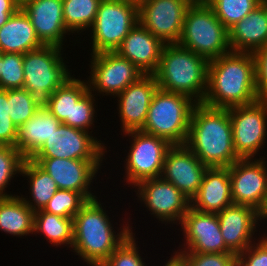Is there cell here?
<instances>
[{
	"mask_svg": "<svg viewBox=\"0 0 267 266\" xmlns=\"http://www.w3.org/2000/svg\"><path fill=\"white\" fill-rule=\"evenodd\" d=\"M258 99L253 53L231 51L209 61L204 105L229 109Z\"/></svg>",
	"mask_w": 267,
	"mask_h": 266,
	"instance_id": "cell-1",
	"label": "cell"
},
{
	"mask_svg": "<svg viewBox=\"0 0 267 266\" xmlns=\"http://www.w3.org/2000/svg\"><path fill=\"white\" fill-rule=\"evenodd\" d=\"M185 145L207 167L228 168L241 159L234 149L229 109L197 103Z\"/></svg>",
	"mask_w": 267,
	"mask_h": 266,
	"instance_id": "cell-2",
	"label": "cell"
},
{
	"mask_svg": "<svg viewBox=\"0 0 267 266\" xmlns=\"http://www.w3.org/2000/svg\"><path fill=\"white\" fill-rule=\"evenodd\" d=\"M98 200H89L73 218L72 249L89 266H101L132 233L125 224L116 235Z\"/></svg>",
	"mask_w": 267,
	"mask_h": 266,
	"instance_id": "cell-3",
	"label": "cell"
},
{
	"mask_svg": "<svg viewBox=\"0 0 267 266\" xmlns=\"http://www.w3.org/2000/svg\"><path fill=\"white\" fill-rule=\"evenodd\" d=\"M209 61L178 43L165 44L157 71L159 89L202 103L207 91Z\"/></svg>",
	"mask_w": 267,
	"mask_h": 266,
	"instance_id": "cell-4",
	"label": "cell"
},
{
	"mask_svg": "<svg viewBox=\"0 0 267 266\" xmlns=\"http://www.w3.org/2000/svg\"><path fill=\"white\" fill-rule=\"evenodd\" d=\"M178 44L208 61L231 52L228 29L202 0L193 2L187 9Z\"/></svg>",
	"mask_w": 267,
	"mask_h": 266,
	"instance_id": "cell-5",
	"label": "cell"
},
{
	"mask_svg": "<svg viewBox=\"0 0 267 266\" xmlns=\"http://www.w3.org/2000/svg\"><path fill=\"white\" fill-rule=\"evenodd\" d=\"M197 103L190 97L157 89L141 131L163 138L173 145H185L191 114Z\"/></svg>",
	"mask_w": 267,
	"mask_h": 266,
	"instance_id": "cell-6",
	"label": "cell"
},
{
	"mask_svg": "<svg viewBox=\"0 0 267 266\" xmlns=\"http://www.w3.org/2000/svg\"><path fill=\"white\" fill-rule=\"evenodd\" d=\"M60 47L43 45L23 54L24 85L42 105L71 76ZM64 61V62H63Z\"/></svg>",
	"mask_w": 267,
	"mask_h": 266,
	"instance_id": "cell-7",
	"label": "cell"
},
{
	"mask_svg": "<svg viewBox=\"0 0 267 266\" xmlns=\"http://www.w3.org/2000/svg\"><path fill=\"white\" fill-rule=\"evenodd\" d=\"M138 22L137 0H101L90 28L93 33L90 55L116 51Z\"/></svg>",
	"mask_w": 267,
	"mask_h": 266,
	"instance_id": "cell-8",
	"label": "cell"
},
{
	"mask_svg": "<svg viewBox=\"0 0 267 266\" xmlns=\"http://www.w3.org/2000/svg\"><path fill=\"white\" fill-rule=\"evenodd\" d=\"M123 134L133 139L124 167L126 183L136 187L143 180L161 177L165 156L172 145L163 138L141 130Z\"/></svg>",
	"mask_w": 267,
	"mask_h": 266,
	"instance_id": "cell-9",
	"label": "cell"
},
{
	"mask_svg": "<svg viewBox=\"0 0 267 266\" xmlns=\"http://www.w3.org/2000/svg\"><path fill=\"white\" fill-rule=\"evenodd\" d=\"M233 145L241 159L254 158L266 143L267 99L229 108Z\"/></svg>",
	"mask_w": 267,
	"mask_h": 266,
	"instance_id": "cell-10",
	"label": "cell"
},
{
	"mask_svg": "<svg viewBox=\"0 0 267 266\" xmlns=\"http://www.w3.org/2000/svg\"><path fill=\"white\" fill-rule=\"evenodd\" d=\"M138 21L165 44L178 43L187 9L197 0H137Z\"/></svg>",
	"mask_w": 267,
	"mask_h": 266,
	"instance_id": "cell-11",
	"label": "cell"
},
{
	"mask_svg": "<svg viewBox=\"0 0 267 266\" xmlns=\"http://www.w3.org/2000/svg\"><path fill=\"white\" fill-rule=\"evenodd\" d=\"M91 135L93 134L61 123L30 158L103 160L105 143Z\"/></svg>",
	"mask_w": 267,
	"mask_h": 266,
	"instance_id": "cell-12",
	"label": "cell"
},
{
	"mask_svg": "<svg viewBox=\"0 0 267 266\" xmlns=\"http://www.w3.org/2000/svg\"><path fill=\"white\" fill-rule=\"evenodd\" d=\"M91 77L88 88L91 93L117 96L130 84L137 82L144 73L116 51L91 55ZM91 79V80H90ZM93 91V92H92ZM105 93V94H104Z\"/></svg>",
	"mask_w": 267,
	"mask_h": 266,
	"instance_id": "cell-13",
	"label": "cell"
},
{
	"mask_svg": "<svg viewBox=\"0 0 267 266\" xmlns=\"http://www.w3.org/2000/svg\"><path fill=\"white\" fill-rule=\"evenodd\" d=\"M266 162L261 156L259 159H239L228 167L234 205L260 211L267 195Z\"/></svg>",
	"mask_w": 267,
	"mask_h": 266,
	"instance_id": "cell-14",
	"label": "cell"
},
{
	"mask_svg": "<svg viewBox=\"0 0 267 266\" xmlns=\"http://www.w3.org/2000/svg\"><path fill=\"white\" fill-rule=\"evenodd\" d=\"M139 200L162 223H181L191 201L172 183L162 177L146 179L137 185Z\"/></svg>",
	"mask_w": 267,
	"mask_h": 266,
	"instance_id": "cell-15",
	"label": "cell"
},
{
	"mask_svg": "<svg viewBox=\"0 0 267 266\" xmlns=\"http://www.w3.org/2000/svg\"><path fill=\"white\" fill-rule=\"evenodd\" d=\"M48 173L58 189L81 193L88 201L96 199L89 190L103 160H78L65 158H29ZM93 194V195H92Z\"/></svg>",
	"mask_w": 267,
	"mask_h": 266,
	"instance_id": "cell-16",
	"label": "cell"
},
{
	"mask_svg": "<svg viewBox=\"0 0 267 266\" xmlns=\"http://www.w3.org/2000/svg\"><path fill=\"white\" fill-rule=\"evenodd\" d=\"M180 224L186 243L177 253H232L224 243L217 213L202 212L190 206Z\"/></svg>",
	"mask_w": 267,
	"mask_h": 266,
	"instance_id": "cell-17",
	"label": "cell"
},
{
	"mask_svg": "<svg viewBox=\"0 0 267 266\" xmlns=\"http://www.w3.org/2000/svg\"><path fill=\"white\" fill-rule=\"evenodd\" d=\"M208 168L186 145H173L165 156L161 177L191 201L197 195Z\"/></svg>",
	"mask_w": 267,
	"mask_h": 266,
	"instance_id": "cell-18",
	"label": "cell"
},
{
	"mask_svg": "<svg viewBox=\"0 0 267 266\" xmlns=\"http://www.w3.org/2000/svg\"><path fill=\"white\" fill-rule=\"evenodd\" d=\"M158 88L154 75H144L117 95L123 133L143 128L149 105Z\"/></svg>",
	"mask_w": 267,
	"mask_h": 266,
	"instance_id": "cell-19",
	"label": "cell"
},
{
	"mask_svg": "<svg viewBox=\"0 0 267 266\" xmlns=\"http://www.w3.org/2000/svg\"><path fill=\"white\" fill-rule=\"evenodd\" d=\"M19 3L30 18L41 43L63 48L65 35L71 34L63 19V1L33 0Z\"/></svg>",
	"mask_w": 267,
	"mask_h": 266,
	"instance_id": "cell-20",
	"label": "cell"
},
{
	"mask_svg": "<svg viewBox=\"0 0 267 266\" xmlns=\"http://www.w3.org/2000/svg\"><path fill=\"white\" fill-rule=\"evenodd\" d=\"M217 216L224 243L232 253L238 255L255 242L252 236L257 231L259 212L248 206L232 204Z\"/></svg>",
	"mask_w": 267,
	"mask_h": 266,
	"instance_id": "cell-21",
	"label": "cell"
},
{
	"mask_svg": "<svg viewBox=\"0 0 267 266\" xmlns=\"http://www.w3.org/2000/svg\"><path fill=\"white\" fill-rule=\"evenodd\" d=\"M165 43L139 22L129 31L116 52L132 62L144 75H153L159 66Z\"/></svg>",
	"mask_w": 267,
	"mask_h": 266,
	"instance_id": "cell-22",
	"label": "cell"
},
{
	"mask_svg": "<svg viewBox=\"0 0 267 266\" xmlns=\"http://www.w3.org/2000/svg\"><path fill=\"white\" fill-rule=\"evenodd\" d=\"M233 204L229 168H208L197 195L191 200L193 209L219 213Z\"/></svg>",
	"mask_w": 267,
	"mask_h": 266,
	"instance_id": "cell-23",
	"label": "cell"
},
{
	"mask_svg": "<svg viewBox=\"0 0 267 266\" xmlns=\"http://www.w3.org/2000/svg\"><path fill=\"white\" fill-rule=\"evenodd\" d=\"M233 52H255L267 44V0L252 10L229 30Z\"/></svg>",
	"mask_w": 267,
	"mask_h": 266,
	"instance_id": "cell-24",
	"label": "cell"
},
{
	"mask_svg": "<svg viewBox=\"0 0 267 266\" xmlns=\"http://www.w3.org/2000/svg\"><path fill=\"white\" fill-rule=\"evenodd\" d=\"M60 124L47 107L41 105L27 122L17 127L14 147L29 159Z\"/></svg>",
	"mask_w": 267,
	"mask_h": 266,
	"instance_id": "cell-25",
	"label": "cell"
},
{
	"mask_svg": "<svg viewBox=\"0 0 267 266\" xmlns=\"http://www.w3.org/2000/svg\"><path fill=\"white\" fill-rule=\"evenodd\" d=\"M42 46L30 18L21 7L0 27L1 53L25 54Z\"/></svg>",
	"mask_w": 267,
	"mask_h": 266,
	"instance_id": "cell-26",
	"label": "cell"
},
{
	"mask_svg": "<svg viewBox=\"0 0 267 266\" xmlns=\"http://www.w3.org/2000/svg\"><path fill=\"white\" fill-rule=\"evenodd\" d=\"M34 211L22 197H0V230L13 236L33 234Z\"/></svg>",
	"mask_w": 267,
	"mask_h": 266,
	"instance_id": "cell-27",
	"label": "cell"
},
{
	"mask_svg": "<svg viewBox=\"0 0 267 266\" xmlns=\"http://www.w3.org/2000/svg\"><path fill=\"white\" fill-rule=\"evenodd\" d=\"M21 174L29 179L30 198L33 199L29 201L21 195L23 201L34 212L43 209L58 190L56 182L31 159H25Z\"/></svg>",
	"mask_w": 267,
	"mask_h": 266,
	"instance_id": "cell-28",
	"label": "cell"
},
{
	"mask_svg": "<svg viewBox=\"0 0 267 266\" xmlns=\"http://www.w3.org/2000/svg\"><path fill=\"white\" fill-rule=\"evenodd\" d=\"M87 80L70 78L63 86L58 87L43 104L61 122L72 120L73 105L88 91Z\"/></svg>",
	"mask_w": 267,
	"mask_h": 266,
	"instance_id": "cell-29",
	"label": "cell"
},
{
	"mask_svg": "<svg viewBox=\"0 0 267 266\" xmlns=\"http://www.w3.org/2000/svg\"><path fill=\"white\" fill-rule=\"evenodd\" d=\"M33 233H40L56 247L73 245V218L61 217L46 211L34 212Z\"/></svg>",
	"mask_w": 267,
	"mask_h": 266,
	"instance_id": "cell-30",
	"label": "cell"
},
{
	"mask_svg": "<svg viewBox=\"0 0 267 266\" xmlns=\"http://www.w3.org/2000/svg\"><path fill=\"white\" fill-rule=\"evenodd\" d=\"M63 19L69 32L88 30L94 24L101 0H62ZM75 31V32H74Z\"/></svg>",
	"mask_w": 267,
	"mask_h": 266,
	"instance_id": "cell-31",
	"label": "cell"
},
{
	"mask_svg": "<svg viewBox=\"0 0 267 266\" xmlns=\"http://www.w3.org/2000/svg\"><path fill=\"white\" fill-rule=\"evenodd\" d=\"M264 0H205L217 18L229 30Z\"/></svg>",
	"mask_w": 267,
	"mask_h": 266,
	"instance_id": "cell-32",
	"label": "cell"
},
{
	"mask_svg": "<svg viewBox=\"0 0 267 266\" xmlns=\"http://www.w3.org/2000/svg\"><path fill=\"white\" fill-rule=\"evenodd\" d=\"M9 115L16 127L27 122L42 105L25 88L8 89Z\"/></svg>",
	"mask_w": 267,
	"mask_h": 266,
	"instance_id": "cell-33",
	"label": "cell"
},
{
	"mask_svg": "<svg viewBox=\"0 0 267 266\" xmlns=\"http://www.w3.org/2000/svg\"><path fill=\"white\" fill-rule=\"evenodd\" d=\"M87 202L81 193L58 189L42 210L61 217L74 218Z\"/></svg>",
	"mask_w": 267,
	"mask_h": 266,
	"instance_id": "cell-34",
	"label": "cell"
},
{
	"mask_svg": "<svg viewBox=\"0 0 267 266\" xmlns=\"http://www.w3.org/2000/svg\"><path fill=\"white\" fill-rule=\"evenodd\" d=\"M23 54L1 53L0 57V89L23 88Z\"/></svg>",
	"mask_w": 267,
	"mask_h": 266,
	"instance_id": "cell-35",
	"label": "cell"
},
{
	"mask_svg": "<svg viewBox=\"0 0 267 266\" xmlns=\"http://www.w3.org/2000/svg\"><path fill=\"white\" fill-rule=\"evenodd\" d=\"M25 159L15 147L0 145V197L13 196L7 194L5 188L11 182L12 177L14 178L17 173L21 175Z\"/></svg>",
	"mask_w": 267,
	"mask_h": 266,
	"instance_id": "cell-36",
	"label": "cell"
},
{
	"mask_svg": "<svg viewBox=\"0 0 267 266\" xmlns=\"http://www.w3.org/2000/svg\"><path fill=\"white\" fill-rule=\"evenodd\" d=\"M132 232L101 266H147Z\"/></svg>",
	"mask_w": 267,
	"mask_h": 266,
	"instance_id": "cell-37",
	"label": "cell"
},
{
	"mask_svg": "<svg viewBox=\"0 0 267 266\" xmlns=\"http://www.w3.org/2000/svg\"><path fill=\"white\" fill-rule=\"evenodd\" d=\"M95 95L88 91L76 104L73 105L72 120H65L62 124L84 131L92 128L94 124Z\"/></svg>",
	"mask_w": 267,
	"mask_h": 266,
	"instance_id": "cell-38",
	"label": "cell"
},
{
	"mask_svg": "<svg viewBox=\"0 0 267 266\" xmlns=\"http://www.w3.org/2000/svg\"><path fill=\"white\" fill-rule=\"evenodd\" d=\"M188 266H237L234 253H178Z\"/></svg>",
	"mask_w": 267,
	"mask_h": 266,
	"instance_id": "cell-39",
	"label": "cell"
},
{
	"mask_svg": "<svg viewBox=\"0 0 267 266\" xmlns=\"http://www.w3.org/2000/svg\"><path fill=\"white\" fill-rule=\"evenodd\" d=\"M17 127L9 115L8 89H0V145L14 147Z\"/></svg>",
	"mask_w": 267,
	"mask_h": 266,
	"instance_id": "cell-40",
	"label": "cell"
},
{
	"mask_svg": "<svg viewBox=\"0 0 267 266\" xmlns=\"http://www.w3.org/2000/svg\"><path fill=\"white\" fill-rule=\"evenodd\" d=\"M263 237L237 255V266H267V236Z\"/></svg>",
	"mask_w": 267,
	"mask_h": 266,
	"instance_id": "cell-41",
	"label": "cell"
},
{
	"mask_svg": "<svg viewBox=\"0 0 267 266\" xmlns=\"http://www.w3.org/2000/svg\"><path fill=\"white\" fill-rule=\"evenodd\" d=\"M256 89L259 99H267V44L253 52Z\"/></svg>",
	"mask_w": 267,
	"mask_h": 266,
	"instance_id": "cell-42",
	"label": "cell"
},
{
	"mask_svg": "<svg viewBox=\"0 0 267 266\" xmlns=\"http://www.w3.org/2000/svg\"><path fill=\"white\" fill-rule=\"evenodd\" d=\"M20 7L19 0H0V12H16Z\"/></svg>",
	"mask_w": 267,
	"mask_h": 266,
	"instance_id": "cell-43",
	"label": "cell"
},
{
	"mask_svg": "<svg viewBox=\"0 0 267 266\" xmlns=\"http://www.w3.org/2000/svg\"><path fill=\"white\" fill-rule=\"evenodd\" d=\"M165 266H188L187 262L175 251L174 255L166 261ZM163 265V266H164Z\"/></svg>",
	"mask_w": 267,
	"mask_h": 266,
	"instance_id": "cell-44",
	"label": "cell"
},
{
	"mask_svg": "<svg viewBox=\"0 0 267 266\" xmlns=\"http://www.w3.org/2000/svg\"><path fill=\"white\" fill-rule=\"evenodd\" d=\"M259 221L261 222L262 219H267V195L264 201V204L262 206V208L259 211Z\"/></svg>",
	"mask_w": 267,
	"mask_h": 266,
	"instance_id": "cell-45",
	"label": "cell"
},
{
	"mask_svg": "<svg viewBox=\"0 0 267 266\" xmlns=\"http://www.w3.org/2000/svg\"><path fill=\"white\" fill-rule=\"evenodd\" d=\"M15 12H0V27L5 24Z\"/></svg>",
	"mask_w": 267,
	"mask_h": 266,
	"instance_id": "cell-46",
	"label": "cell"
},
{
	"mask_svg": "<svg viewBox=\"0 0 267 266\" xmlns=\"http://www.w3.org/2000/svg\"><path fill=\"white\" fill-rule=\"evenodd\" d=\"M27 1H33V0H19V2H27Z\"/></svg>",
	"mask_w": 267,
	"mask_h": 266,
	"instance_id": "cell-47",
	"label": "cell"
}]
</instances>
